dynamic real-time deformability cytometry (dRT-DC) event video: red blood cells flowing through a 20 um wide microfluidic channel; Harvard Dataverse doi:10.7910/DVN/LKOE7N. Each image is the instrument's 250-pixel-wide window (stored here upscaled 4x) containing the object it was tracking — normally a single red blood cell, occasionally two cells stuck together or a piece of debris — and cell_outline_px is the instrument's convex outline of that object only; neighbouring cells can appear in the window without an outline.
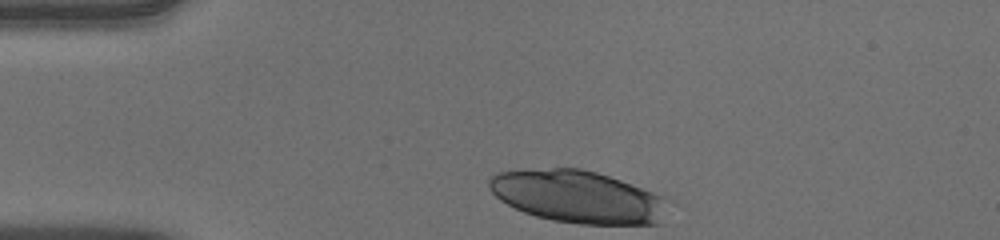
{"species": "human", "species_latin": "Homo sapiens", "temperature_condition": "warm", "stored_images_in_passage": 33, "camera_frame_rate_fps": 3000, "um_per_image_px": 0.085, "donor": {"sex": "male"}, "frame": {"image": 1, "passage_image": 1, "time_ms": 0.0, "image_size_px": [1000, 240], "cell_outline_px": [[668, 200], [664, 224], [580, 224], [552, 220], [536, 216], [524, 212], [500, 200], [488, 188], [488, 180], [496, 172], [552, 168], [580, 168], [596, 172], [620, 180], [664, 196]], "centroid_in_image_um": [49.15, 16.73], "position_along_channel_um": 35.8, "area_um2": 54.68}}